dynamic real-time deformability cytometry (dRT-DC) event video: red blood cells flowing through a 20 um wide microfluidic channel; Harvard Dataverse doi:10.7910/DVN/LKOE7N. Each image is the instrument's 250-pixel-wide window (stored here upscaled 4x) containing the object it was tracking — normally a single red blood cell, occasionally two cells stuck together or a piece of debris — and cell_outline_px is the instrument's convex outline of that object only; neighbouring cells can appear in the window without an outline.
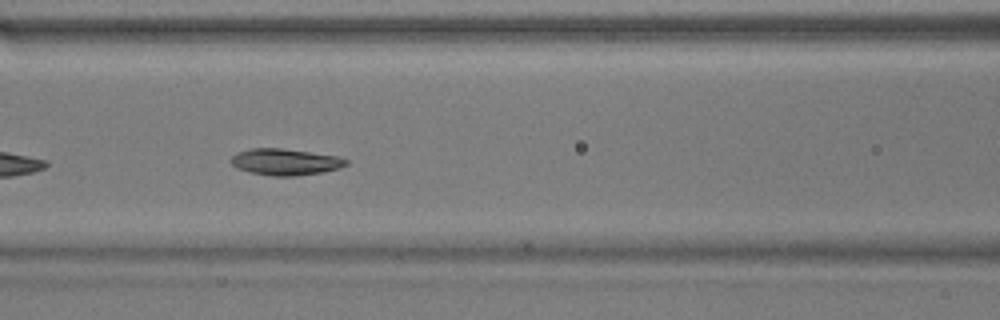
{"species": "common noctule bat (a hibernating species)", "species_latin": "Nyctalus noctula", "temperature_condition": "warm", "stored_images_in_passage": 8, "camera_frame_rate_fps": 3000, "um_per_image_px": 0.085, "animal": {"sex": "male", "body_mass_g": 17.9}, "frame": {"image": 1, "passage_image": 7, "time_ms": 2.0, "image_size_px": [1000, 320], "cell_outline_px": [[348, 164], [340, 168], [320, 172], [296, 176], [272, 176], [252, 172], [236, 168], [228, 160], [236, 152], [252, 148], [280, 148], [336, 156], [348, 160]], "centroid_in_image_um": [24.2, 13.76], "position_along_channel_um": 142.4, "area_um2": 17.63}}